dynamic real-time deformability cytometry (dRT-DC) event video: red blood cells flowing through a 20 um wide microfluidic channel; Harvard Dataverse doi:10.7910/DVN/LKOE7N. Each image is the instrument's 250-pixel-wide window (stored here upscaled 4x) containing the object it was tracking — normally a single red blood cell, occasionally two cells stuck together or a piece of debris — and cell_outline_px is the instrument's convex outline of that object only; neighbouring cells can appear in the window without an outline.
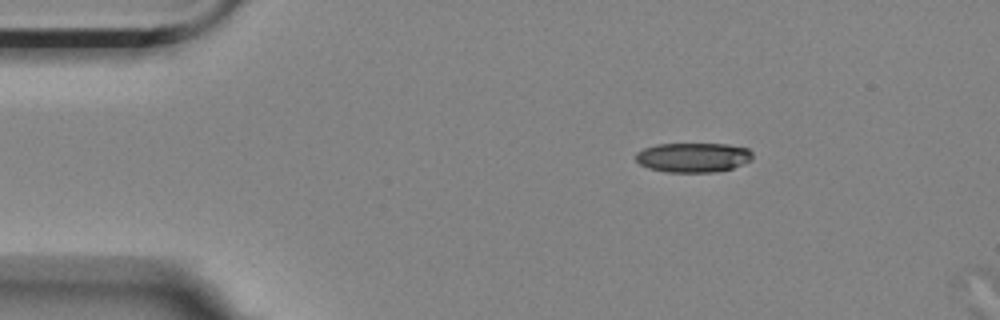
{"species": "Egyptian fruit bat (a non-hibernating species)", "species_latin": "Rousettus aegyptiacus", "temperature_condition": "room temperature", "stored_images_in_passage": 2, "camera_frame_rate_fps": 3000, "um_per_image_px": 0.085, "animal": {"sex": "female"}, "frame": {"image": 1, "passage_image": 1, "time_ms": 0.0, "image_size_px": [1000, 320], "cell_outline_px": [[752, 160], [744, 164], [732, 168], [716, 172], [668, 172], [648, 168], [640, 164], [636, 160], [636, 152], [644, 148], [656, 144], [728, 144], [748, 148], [752, 152]], "centroid_in_image_um": [58.93, 13.38], "position_along_channel_um": 26.1, "area_um2": 20.23}}